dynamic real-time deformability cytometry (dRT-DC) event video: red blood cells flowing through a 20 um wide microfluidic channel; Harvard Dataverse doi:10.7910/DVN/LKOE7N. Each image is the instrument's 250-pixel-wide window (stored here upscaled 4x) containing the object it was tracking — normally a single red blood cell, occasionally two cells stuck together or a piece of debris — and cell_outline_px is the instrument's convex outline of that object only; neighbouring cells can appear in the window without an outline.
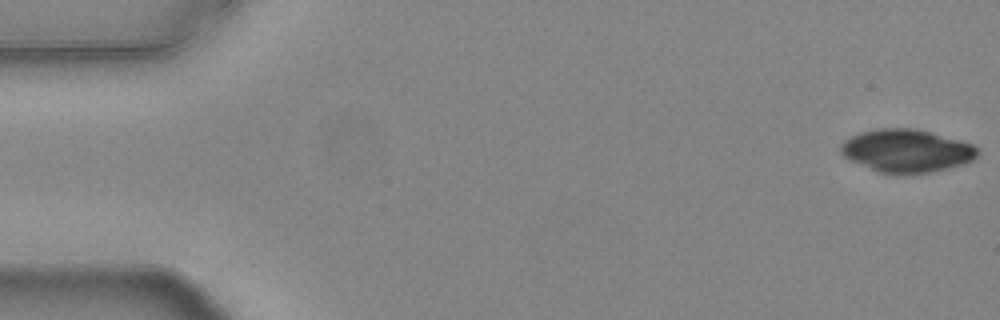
{"species": "common noctule bat (a hibernating species)", "species_latin": "Nyctalus noctula", "temperature_condition": "warm", "stored_images_in_passage": 13, "camera_frame_rate_fps": 3000, "um_per_image_px": 0.085, "animal": {"sex": "female", "body_mass_g": 24.6, "forearm_length_mm": 56.2}, "frame": {"image": 1, "passage_image": 1, "time_ms": 0.0, "image_size_px": [1000, 320], "cell_outline_px": [[976, 156], [972, 160], [964, 164], [932, 172], [880, 172], [852, 160], [844, 156], [840, 152], [840, 144], [844, 140], [860, 132], [876, 128], [916, 128], [972, 144], [976, 148]], "centroid_in_image_um": [77.04, 12.78], "position_along_channel_um": 8.0, "area_um2": 33.47}}